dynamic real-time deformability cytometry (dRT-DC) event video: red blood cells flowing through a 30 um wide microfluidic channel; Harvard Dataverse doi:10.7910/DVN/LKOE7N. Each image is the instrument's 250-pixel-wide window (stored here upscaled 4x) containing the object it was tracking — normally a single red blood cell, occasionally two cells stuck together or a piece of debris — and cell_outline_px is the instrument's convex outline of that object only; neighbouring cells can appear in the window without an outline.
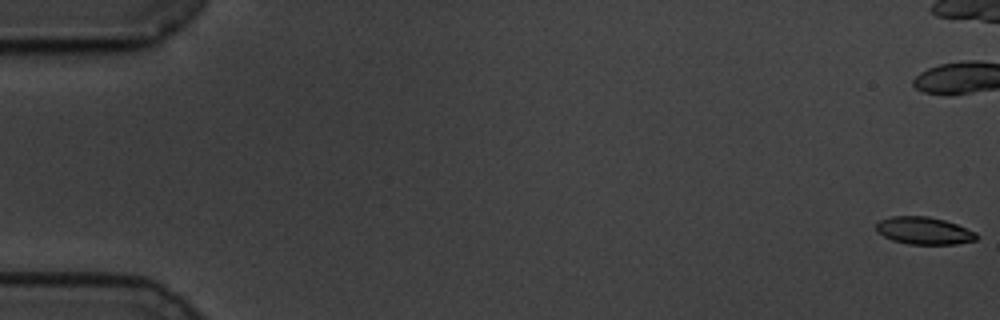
{"species": "common noctule bat (a hibernating species)", "species_latin": "Nyctalus noctula", "temperature_condition": "cold", "stored_images_in_passage": 61, "camera_frame_rate_fps": 3000, "um_per_image_px": 0.085, "animal": {"sex": "male", "body_mass_g": 19.5, "forearm_length_mm": 54.6}, "frame": {"image": 1, "passage_image": 1, "time_ms": 0.0, "image_size_px": [1000, 320], "cell_outline_px": [[980, 236], [976, 240], [956, 244], [908, 244], [892, 240], [876, 232], [876, 224], [880, 220], [892, 216], [928, 216], [944, 220], [956, 224], [976, 232]], "centroid_in_image_um": [78.54, 19.61], "position_along_channel_um": 6.5, "area_um2": 16.07}, "authors_computed_cell_mechanics": {"area_um2": 16.7042, "velocity_mm_per_s": 3.4176, "shape_relaxation_time_tau1_ms": 2.5053, "shape_relaxation_time_tau2_ms": 3.4185, "deformation_change_tau1": 0.1047, "deformation_change_tau2": 0.0931}}